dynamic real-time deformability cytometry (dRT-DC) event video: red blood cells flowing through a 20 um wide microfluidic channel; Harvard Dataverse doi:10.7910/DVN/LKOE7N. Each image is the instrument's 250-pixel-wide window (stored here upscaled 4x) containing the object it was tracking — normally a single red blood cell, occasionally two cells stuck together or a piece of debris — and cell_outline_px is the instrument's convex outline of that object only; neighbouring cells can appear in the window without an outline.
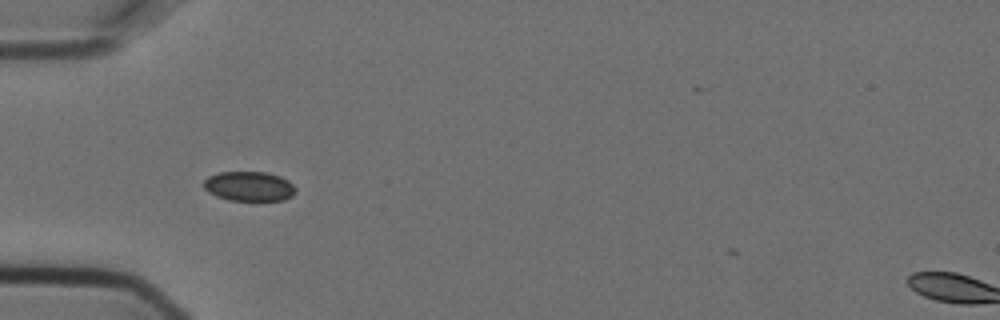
{"species": "Egyptian fruit bat (a non-hibernating species)", "species_latin": "Rousettus aegyptiacus", "temperature_condition": "cold", "stored_images_in_passage": 2, "camera_frame_rate_fps": 3000, "um_per_image_px": 0.085, "animal": {"sex": "female"}, "frame": {"image": 1, "passage_image": 1, "time_ms": 0.0, "image_size_px": [1000, 320], "cell_outline_px": [[296, 192], [292, 196], [284, 200], [228, 200], [216, 196], [208, 192], [204, 188], [204, 180], [208, 176], [220, 172], [268, 172], [280, 176], [288, 180], [296, 188]], "centroid_in_image_um": [21.18, 15.83], "position_along_channel_um": 63.8, "area_um2": 15.95}}
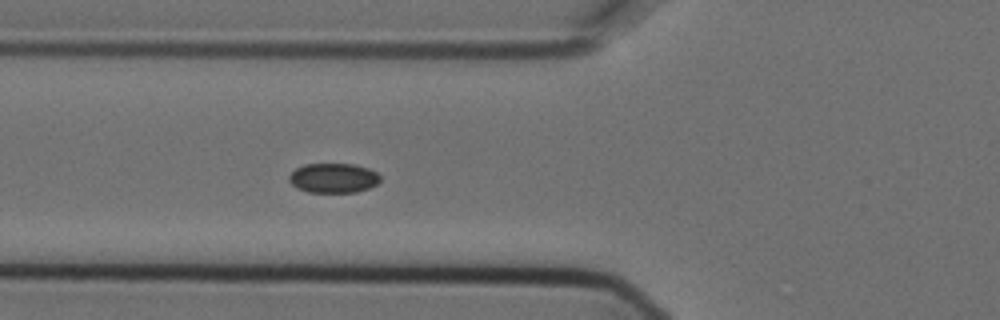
{"frame": {"image": 2, "passage_image": 2, "time_ms": 0.333, "image_size_px": [1000, 320], "cell_outline_px": [[380, 180], [376, 184], [368, 188], [356, 192], [308, 192], [292, 184], [288, 180], [288, 176], [296, 168], [304, 164], [356, 164], [368, 168], [376, 172], [380, 176]], "centroid_in_image_um": [28.34, 15.12], "position_along_channel_um": 97.5, "area_um2": 15.66}}